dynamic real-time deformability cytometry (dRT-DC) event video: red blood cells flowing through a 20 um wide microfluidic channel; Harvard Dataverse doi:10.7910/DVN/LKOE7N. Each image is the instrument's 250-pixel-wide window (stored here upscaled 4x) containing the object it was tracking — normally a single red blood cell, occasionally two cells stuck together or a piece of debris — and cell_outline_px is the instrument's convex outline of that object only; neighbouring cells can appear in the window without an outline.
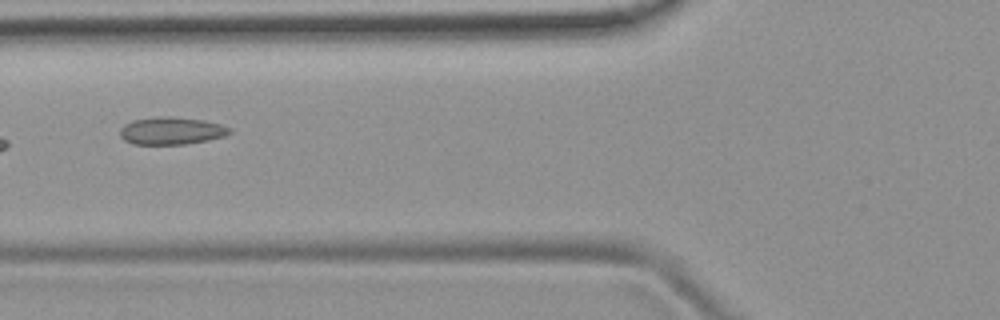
{"species": "common noctule bat (a hibernating species)", "species_latin": "Nyctalus noctula", "temperature_condition": "room temperature", "stored_images_in_passage": 5, "camera_frame_rate_fps": 3000, "um_per_image_px": 0.085, "animal": {"sex": "female", "body_mass_g": 19.9}, "frame": {"image": 1, "passage_image": 2, "time_ms": 2.333, "image_size_px": [1000, 320], "cell_outline_px": [[232, 132], [224, 136], [208, 140], [184, 144], [132, 144], [124, 140], [120, 136], [120, 128], [124, 124], [132, 120], [160, 116], [168, 116], [204, 120], [220, 124], [232, 128]], "centroid_in_image_um": [14.56, 11.11], "position_along_channel_um": 111.2, "area_um2": 17.63}}
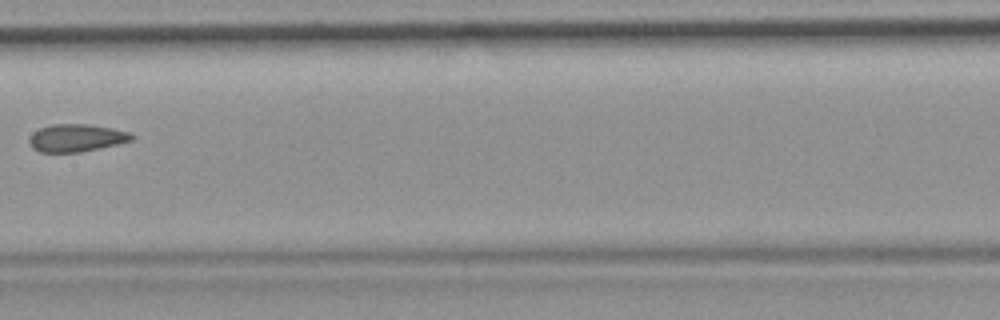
{"frame": {"image": 2, "passage_image": 4, "time_ms": 4.667, "image_size_px": [1000, 320], "cell_outline_px": [[136, 136], [132, 140], [116, 144], [80, 152], [40, 152], [32, 148], [28, 140], [32, 132], [40, 128], [52, 124], [88, 124], [112, 128], [132, 132]], "centroid_in_image_um": [6.49, 11.71], "position_along_channel_um": 200.9, "area_um2": 16.53}}
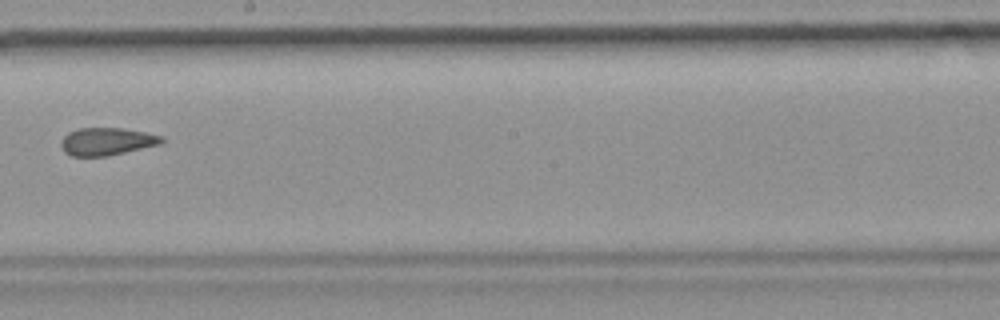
{"frame": {"image": 3, "passage_image": 5, "time_ms": 5.667, "image_size_px": [1000, 320], "cell_outline_px": [[164, 140], [160, 144], [124, 152], [104, 156], [72, 156], [64, 152], [60, 144], [64, 136], [68, 132], [80, 128], [124, 128], [164, 136]], "centroid_in_image_um": [9.07, 12.01], "position_along_channel_um": 239.1, "area_um2": 16.07}}